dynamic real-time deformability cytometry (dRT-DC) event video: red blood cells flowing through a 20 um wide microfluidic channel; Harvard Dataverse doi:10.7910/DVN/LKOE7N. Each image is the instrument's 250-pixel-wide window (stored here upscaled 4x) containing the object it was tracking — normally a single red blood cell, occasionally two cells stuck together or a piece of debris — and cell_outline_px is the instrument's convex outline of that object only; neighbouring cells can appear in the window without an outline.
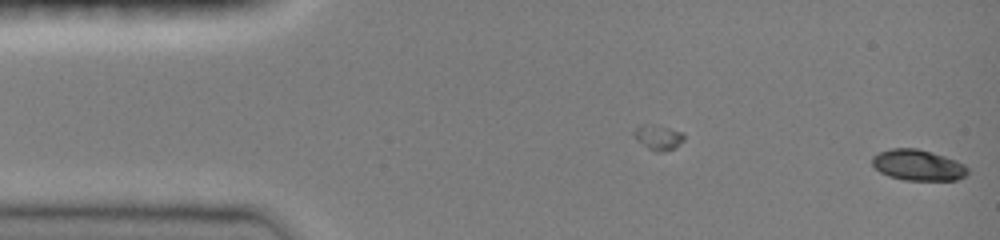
{"species": "common noctule bat (a hibernating species)", "species_latin": "Nyctalus noctula", "temperature_condition": "room temperature", "stored_images_in_passage": 3, "camera_frame_rate_fps": 3000, "um_per_image_px": 0.085, "animal": {"sex": "female", "body_mass_g": 19.0, "forearm_length_mm": 51.5}, "frame": {"image": 1, "passage_image": 3, "time_ms": 0.667, "image_size_px": [1000, 240], "cell_outline_px": [[968, 172], [964, 176], [956, 180], [904, 180], [888, 176], [880, 172], [872, 164], [872, 156], [880, 152], [892, 148], [916, 148], [932, 152], [956, 160], [964, 164], [968, 168]], "centroid_in_image_um": [78.02, 14.03], "position_along_channel_um": 7.0, "area_um2": 17.17}}